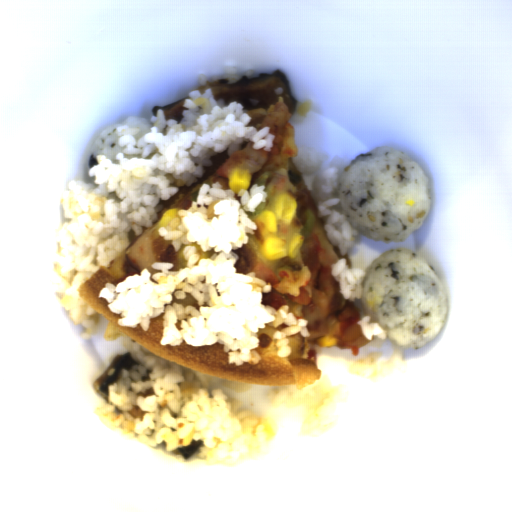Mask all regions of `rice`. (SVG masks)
<instances>
[{
  "mask_svg": "<svg viewBox=\"0 0 512 512\" xmlns=\"http://www.w3.org/2000/svg\"><path fill=\"white\" fill-rule=\"evenodd\" d=\"M265 185L254 184L249 191L240 189L235 198L231 188H223L219 181L212 186L203 183L196 201L188 210L181 209L166 228H158L159 237L172 241L174 252L182 244L187 259L186 268L170 271L174 263L154 262V273L146 268L141 274L128 276L117 286L105 283L97 298L108 300L110 312L121 316L117 324L146 332L151 317L163 315L161 345L179 346L185 341L192 347H203L216 342L228 353L227 363L236 366L258 364L261 357L259 329L275 330L277 356L291 355L289 338L301 333L311 338L305 318L297 319L289 312L288 304L276 311L263 305V293L272 292V284L256 277L253 272L237 273L239 256L232 250L247 244L249 235H255L257 223L246 212L257 213L256 208L267 202Z\"/></svg>",
  "mask_w": 512,
  "mask_h": 512,
  "instance_id": "obj_2",
  "label": "rice"
},
{
  "mask_svg": "<svg viewBox=\"0 0 512 512\" xmlns=\"http://www.w3.org/2000/svg\"><path fill=\"white\" fill-rule=\"evenodd\" d=\"M124 125H128L129 128H138L140 130L139 133L132 135L137 144L141 136L147 132H152L151 127L154 126V123L150 120L134 115L103 131L97 136L88 154L89 170L99 164L96 155H105L106 159L110 160L111 163L120 164L119 160L115 158L118 153L125 150L126 145L123 147L118 145V139L121 136H117L116 128Z\"/></svg>",
  "mask_w": 512,
  "mask_h": 512,
  "instance_id": "obj_8",
  "label": "rice"
},
{
  "mask_svg": "<svg viewBox=\"0 0 512 512\" xmlns=\"http://www.w3.org/2000/svg\"><path fill=\"white\" fill-rule=\"evenodd\" d=\"M346 385L333 384L328 375H321L314 384L298 390L296 384L272 385L269 400L274 407L303 405L301 435H314L333 430L348 401Z\"/></svg>",
  "mask_w": 512,
  "mask_h": 512,
  "instance_id": "obj_7",
  "label": "rice"
},
{
  "mask_svg": "<svg viewBox=\"0 0 512 512\" xmlns=\"http://www.w3.org/2000/svg\"><path fill=\"white\" fill-rule=\"evenodd\" d=\"M184 99L180 123L166 120L164 109L158 108L150 130L136 142L138 127L120 125L115 134L124 150L112 163L105 154H96L98 164L88 170L94 184L80 179L67 183L60 200L66 218L71 221L55 228L58 257L53 269L66 286L52 293L59 306L68 310L71 323H81L86 331L81 337H92L103 314L97 312L78 292V287L100 266L110 263L132 244L134 236L152 229L158 212L164 209L160 200L168 201L179 187L198 183L212 167V156L227 150L228 157L242 150L243 143L253 142L252 149L265 152L274 147L276 135L270 126L257 130L247 126L252 118L243 104L214 99L212 88L204 94L198 89Z\"/></svg>",
  "mask_w": 512,
  "mask_h": 512,
  "instance_id": "obj_1",
  "label": "rice"
},
{
  "mask_svg": "<svg viewBox=\"0 0 512 512\" xmlns=\"http://www.w3.org/2000/svg\"><path fill=\"white\" fill-rule=\"evenodd\" d=\"M338 193L357 233L382 242H402L431 210L421 166L391 147L378 146L351 160L338 179ZM406 200L415 205L406 206Z\"/></svg>",
  "mask_w": 512,
  "mask_h": 512,
  "instance_id": "obj_4",
  "label": "rice"
},
{
  "mask_svg": "<svg viewBox=\"0 0 512 512\" xmlns=\"http://www.w3.org/2000/svg\"><path fill=\"white\" fill-rule=\"evenodd\" d=\"M297 149L299 154L290 157L302 171L305 186L317 206L318 218L324 221L325 233L342 254L340 261L332 264L330 272L339 284L342 297L348 302H355L364 293L363 281L367 273L360 268H350L346 258L359 239L339 193V178L347 167V161L341 155H334L322 169L330 152L317 146L298 144Z\"/></svg>",
  "mask_w": 512,
  "mask_h": 512,
  "instance_id": "obj_6",
  "label": "rice"
},
{
  "mask_svg": "<svg viewBox=\"0 0 512 512\" xmlns=\"http://www.w3.org/2000/svg\"><path fill=\"white\" fill-rule=\"evenodd\" d=\"M381 355L382 350H377L357 358L348 364V371L371 379L402 366L405 357L399 346L394 347L389 360L379 361Z\"/></svg>",
  "mask_w": 512,
  "mask_h": 512,
  "instance_id": "obj_9",
  "label": "rice"
},
{
  "mask_svg": "<svg viewBox=\"0 0 512 512\" xmlns=\"http://www.w3.org/2000/svg\"><path fill=\"white\" fill-rule=\"evenodd\" d=\"M360 326V332L363 337H365L368 342L366 345L379 347L383 344L389 336L385 329H383L377 322H372L369 315H365L360 318L357 322Z\"/></svg>",
  "mask_w": 512,
  "mask_h": 512,
  "instance_id": "obj_10",
  "label": "rice"
},
{
  "mask_svg": "<svg viewBox=\"0 0 512 512\" xmlns=\"http://www.w3.org/2000/svg\"><path fill=\"white\" fill-rule=\"evenodd\" d=\"M104 341L122 337L126 350L109 356L107 366L92 379L96 381L118 354L130 352L139 365L123 367L117 380L108 384L107 401L95 408L97 418L109 429L120 430L151 448L166 442L165 452L202 440L191 456L206 465L233 466L255 459L263 444L278 430L267 415L255 416L250 409L238 412L242 403L222 388L209 391L213 377L172 363L140 346L109 320ZM211 393V396H210Z\"/></svg>",
  "mask_w": 512,
  "mask_h": 512,
  "instance_id": "obj_3",
  "label": "rice"
},
{
  "mask_svg": "<svg viewBox=\"0 0 512 512\" xmlns=\"http://www.w3.org/2000/svg\"><path fill=\"white\" fill-rule=\"evenodd\" d=\"M365 273L363 312L385 330L392 346L418 349L440 334L449 313L448 295L441 278L415 250L386 251Z\"/></svg>",
  "mask_w": 512,
  "mask_h": 512,
  "instance_id": "obj_5",
  "label": "rice"
}]
</instances>
